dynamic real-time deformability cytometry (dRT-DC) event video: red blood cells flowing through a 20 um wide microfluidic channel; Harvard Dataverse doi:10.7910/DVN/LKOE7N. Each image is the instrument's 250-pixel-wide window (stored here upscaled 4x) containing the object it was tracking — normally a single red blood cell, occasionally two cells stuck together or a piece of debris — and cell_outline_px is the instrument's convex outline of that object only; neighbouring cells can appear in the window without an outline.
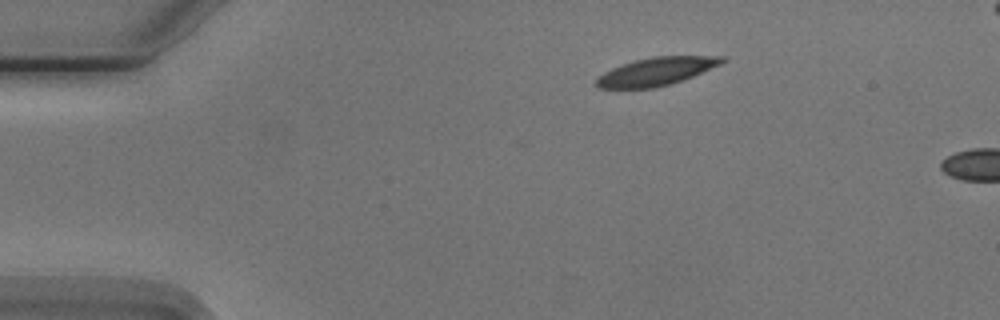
{"species": "Egyptian fruit bat (a non-hibernating species)", "species_latin": "Rousettus aegyptiacus", "temperature_condition": "cold", "stored_images_in_passage": 2, "camera_frame_rate_fps": 3000, "um_per_image_px": 0.085, "animal": {"sex": "male"}, "frame": {"image": 1, "passage_image": 1, "time_ms": 0.0, "image_size_px": [1000, 320], "cell_outline_px": [[728, 60], [720, 64], [692, 76], [656, 88], [596, 88], [592, 84], [604, 72], [612, 68], [636, 60], [652, 56], [724, 56]], "centroid_in_image_um": [55.76, 6.07], "position_along_channel_um": 29.2, "area_um2": 20.29}}